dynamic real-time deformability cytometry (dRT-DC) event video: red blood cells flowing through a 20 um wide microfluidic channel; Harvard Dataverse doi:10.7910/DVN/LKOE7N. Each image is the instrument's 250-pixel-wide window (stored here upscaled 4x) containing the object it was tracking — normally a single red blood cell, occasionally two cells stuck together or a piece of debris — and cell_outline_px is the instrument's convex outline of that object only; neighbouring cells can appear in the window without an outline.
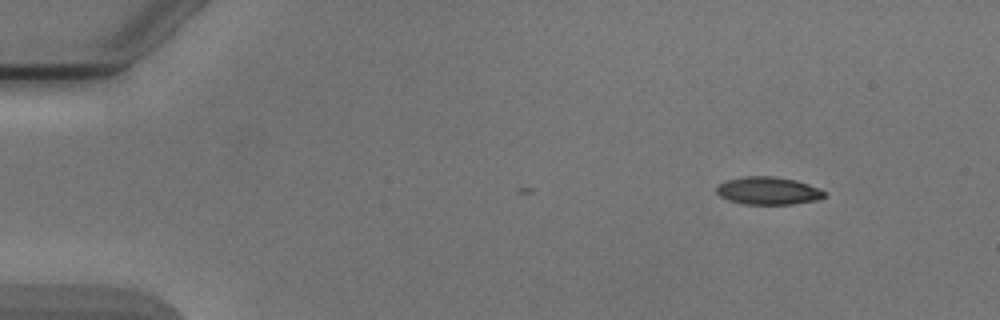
{"species": "Egyptian fruit bat (a non-hibernating species)", "species_latin": "Rousettus aegyptiacus", "temperature_condition": "cold", "stored_images_in_passage": 4, "camera_frame_rate_fps": 3000, "um_per_image_px": 0.085, "animal": {"sex": "male"}, "frame": {"image": 1, "passage_image": 1, "time_ms": 0.0, "image_size_px": [1000, 320], "cell_outline_px": [[824, 196], [816, 200], [792, 204], [744, 204], [728, 200], [720, 196], [716, 192], [716, 188], [720, 184], [728, 180], [748, 176], [776, 176], [796, 180], [808, 184], [824, 192]], "centroid_in_image_um": [65.27, 16.21], "position_along_channel_um": 19.7, "area_um2": 17.17}}
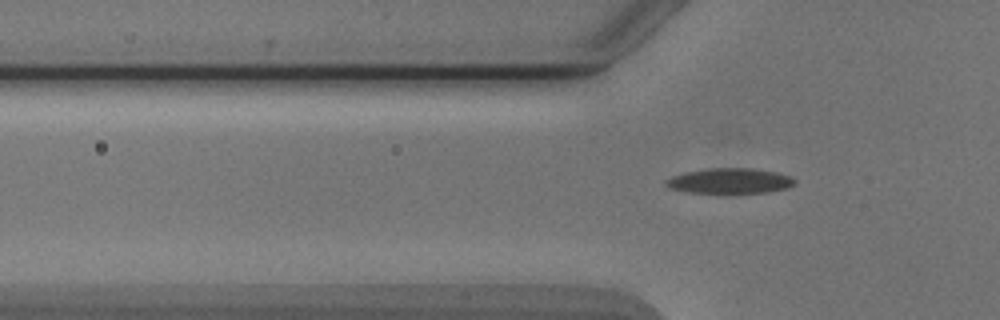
{"frame": {"image": 2, "passage_image": 4, "time_ms": 3.667, "image_size_px": [1000, 320], "cell_outline_px": [[796, 184], [788, 188], [768, 192], [732, 196], [724, 196], [688, 192], [668, 188], [664, 184], [664, 180], [672, 176], [684, 172], [712, 168], [752, 168], [776, 172], [792, 176], [796, 180]], "centroid_in_image_um": [62.04, 15.43], "position_along_channel_um": 63.8, "area_um2": 20.23}}